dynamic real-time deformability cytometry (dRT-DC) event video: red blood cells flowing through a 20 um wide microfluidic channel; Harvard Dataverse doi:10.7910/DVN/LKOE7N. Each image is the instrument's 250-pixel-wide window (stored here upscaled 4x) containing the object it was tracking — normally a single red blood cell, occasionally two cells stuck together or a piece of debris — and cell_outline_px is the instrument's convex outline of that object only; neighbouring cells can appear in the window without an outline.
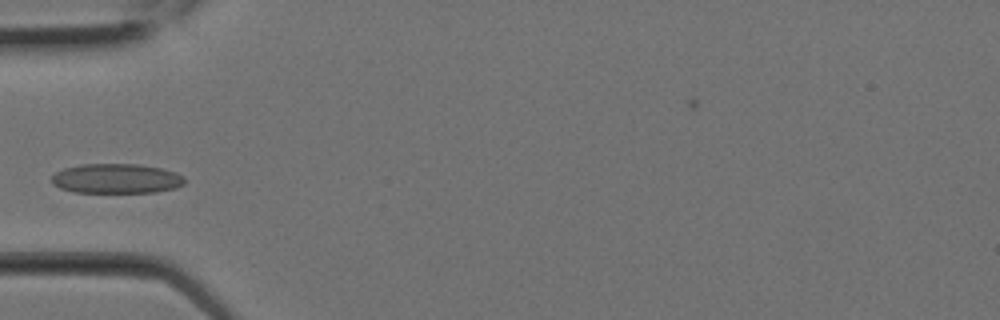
{"species": "Egyptian fruit bat (a non-hibernating species)", "species_latin": "Rousettus aegyptiacus", "temperature_condition": "room temperature", "stored_images_in_passage": 2, "camera_frame_rate_fps": 3000, "um_per_image_px": 0.085, "animal": {"sex": "female"}, "frame": {"image": 1, "passage_image": 2, "time_ms": 0.333, "image_size_px": [1000, 320], "cell_outline_px": [[184, 184], [176, 188], [156, 192], [72, 192], [60, 188], [52, 184], [52, 176], [56, 172], [64, 168], [80, 164], [140, 164], [160, 168], [176, 172], [184, 176]], "centroid_in_image_um": [9.89, 15.18], "position_along_channel_um": 75.1, "area_um2": 23.12}}